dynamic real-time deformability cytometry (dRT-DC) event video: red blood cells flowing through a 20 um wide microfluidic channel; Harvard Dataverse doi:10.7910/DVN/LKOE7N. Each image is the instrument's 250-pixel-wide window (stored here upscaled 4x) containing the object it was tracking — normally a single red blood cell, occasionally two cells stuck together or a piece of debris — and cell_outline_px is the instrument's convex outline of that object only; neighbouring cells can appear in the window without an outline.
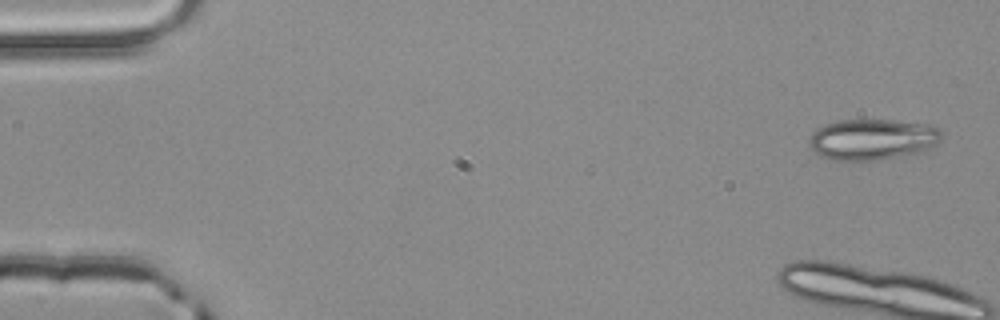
{"species": "common noctule bat (a hibernating species)", "species_latin": "Nyctalus noctula", "temperature_condition": "room temperature", "stored_images_in_passage": 5, "camera_frame_rate_fps": 3000, "um_per_image_px": 0.085, "animal": {"sex": "male", "body_mass_g": 20.4}, "frame": {"image": 1, "passage_image": 1, "time_ms": 0.0, "image_size_px": [1000, 320], "cell_outline_px": [[940, 140], [936, 144], [920, 152], [900, 156], [876, 160], [832, 160], [820, 156], [808, 144], [808, 136], [816, 128], [824, 124], [840, 120], [892, 120], [928, 124], [940, 128]], "centroid_in_image_um": [74.11, 11.84], "position_along_channel_um": 10.9, "area_um2": 31.67}}